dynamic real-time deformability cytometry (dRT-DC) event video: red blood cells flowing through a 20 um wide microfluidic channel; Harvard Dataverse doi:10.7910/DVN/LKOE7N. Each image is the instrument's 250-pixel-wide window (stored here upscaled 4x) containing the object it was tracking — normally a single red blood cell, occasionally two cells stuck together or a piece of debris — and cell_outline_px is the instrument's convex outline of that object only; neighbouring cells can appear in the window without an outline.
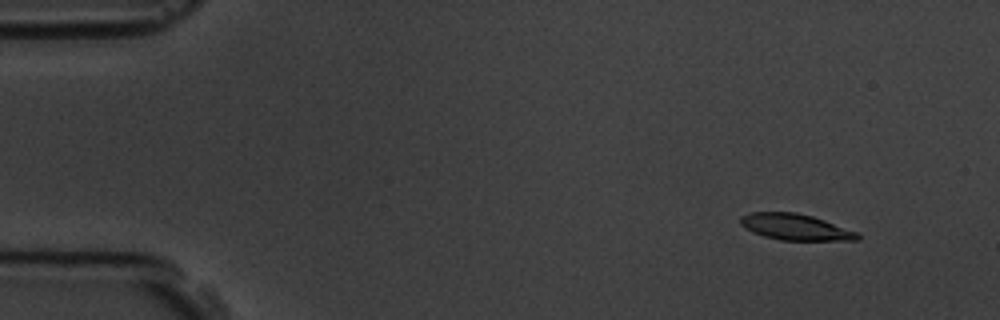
{"species": "common noctule bat (a hibernating species)", "species_latin": "Nyctalus noctula", "temperature_condition": "room temperature", "stored_images_in_passage": 5, "camera_frame_rate_fps": 3000, "um_per_image_px": 0.085, "animal": {"sex": "male", "body_mass_g": 19.5, "forearm_length_mm": 54.6}, "frame": {"image": 1, "passage_image": 1, "time_ms": 0.0, "image_size_px": [1000, 320], "cell_outline_px": [[860, 240], [780, 240], [764, 236], [752, 232], [740, 224], [740, 216], [752, 212], [796, 212], [812, 216], [860, 232]], "centroid_in_image_um": [67.63, 19.3], "position_along_channel_um": 17.4, "area_um2": 17.92}}
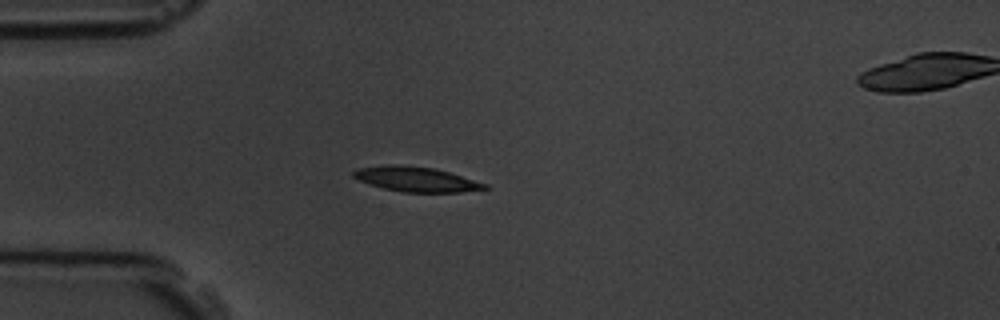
{"frame": {"image": 2, "passage_image": 4, "time_ms": 3.333, "image_size_px": [1000, 320], "cell_outline_px": [[488, 188], [460, 192], [404, 192], [384, 188], [360, 180], [352, 176], [352, 172], [356, 168], [384, 164], [400, 164], [432, 168], [448, 172], [488, 184]], "centroid_in_image_um": [35.33, 15.22], "position_along_channel_um": 49.7, "area_um2": 18.84}}